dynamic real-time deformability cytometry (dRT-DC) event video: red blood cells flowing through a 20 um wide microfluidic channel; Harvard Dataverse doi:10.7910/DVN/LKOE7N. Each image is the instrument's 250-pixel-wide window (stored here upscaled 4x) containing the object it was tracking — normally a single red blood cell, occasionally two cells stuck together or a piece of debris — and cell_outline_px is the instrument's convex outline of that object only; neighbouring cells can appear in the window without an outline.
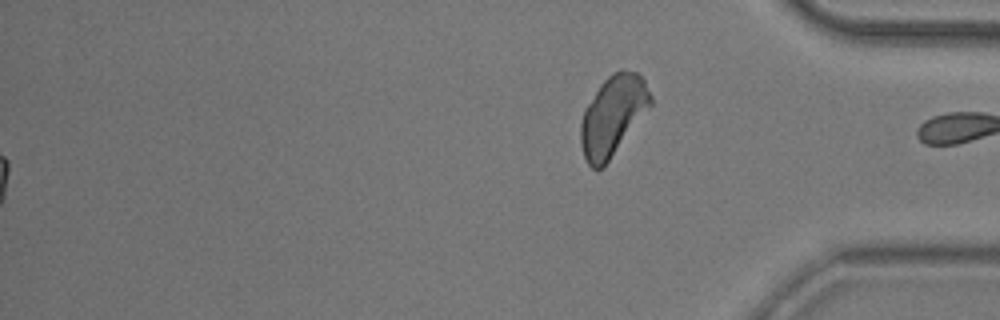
{"species": "common noctule bat (a hibernating species)", "species_latin": "Nyctalus noctula", "temperature_condition": "room temperature", "stored_images_in_passage": 55, "segment_of_instrument_passage": [2, 2], "camera_frame_rate_fps": 3000, "um_per_image_px": 0.085, "animal": {"sex": "male", "body_mass_g": 20.5, "forearm_length_mm": 52.5}, "frame": {"image": 1, "passage_image": 55, "time_ms": 18.0, "image_size_px": [1000, 320], "cell_outline_px": [[652, 104], [604, 168], [592, 168], [588, 164], [584, 156], [580, 144], [580, 124], [584, 108], [600, 84], [608, 76], [620, 68], [624, 68], [636, 72], [644, 80], [652, 96]], "centroid_in_image_um": [52.08, 9.82], "position_along_channel_um": 383.1, "area_um2": 32.66}}